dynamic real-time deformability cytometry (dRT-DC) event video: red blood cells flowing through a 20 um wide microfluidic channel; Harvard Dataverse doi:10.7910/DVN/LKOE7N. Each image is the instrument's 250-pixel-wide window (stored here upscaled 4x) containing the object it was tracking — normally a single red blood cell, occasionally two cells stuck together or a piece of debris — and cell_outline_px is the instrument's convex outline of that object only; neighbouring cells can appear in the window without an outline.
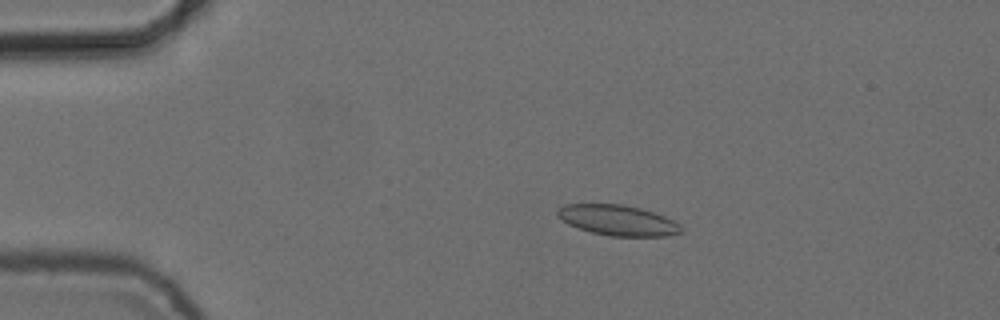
{"species": "common noctule bat (a hibernating species)", "species_latin": "Nyctalus noctula", "temperature_condition": "cold", "stored_images_in_passage": 55, "camera_frame_rate_fps": 3000, "um_per_image_px": 0.085, "animal": {"sex": "female", "body_mass_g": 24.6, "forearm_length_mm": 56.2}, "frame": {"image": 1, "passage_image": 11, "time_ms": 3.333, "image_size_px": [1000, 320], "cell_outline_px": [[684, 232], [668, 236], [608, 236], [592, 232], [568, 224], [556, 216], [556, 212], [564, 204], [624, 204], [640, 208], [664, 216], [680, 224]], "centroid_in_image_um": [52.52, 18.72], "position_along_channel_um": 32.5, "area_um2": 21.96}}
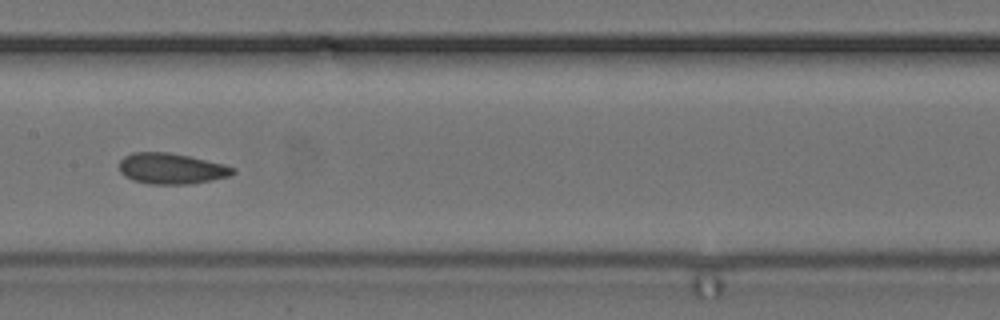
{"frame": {"image": 2, "passage_image": 28, "time_ms": 9.0, "image_size_px": [1000, 320], "cell_outline_px": [[236, 172], [228, 176], [212, 180], [188, 184], [148, 184], [132, 180], [124, 176], [120, 172], [120, 160], [124, 156], [132, 152], [168, 152], [188, 156], [224, 164], [236, 168]], "centroid_in_image_um": [14.55, 14.33], "position_along_channel_um": 192.9, "area_um2": 20.46}}
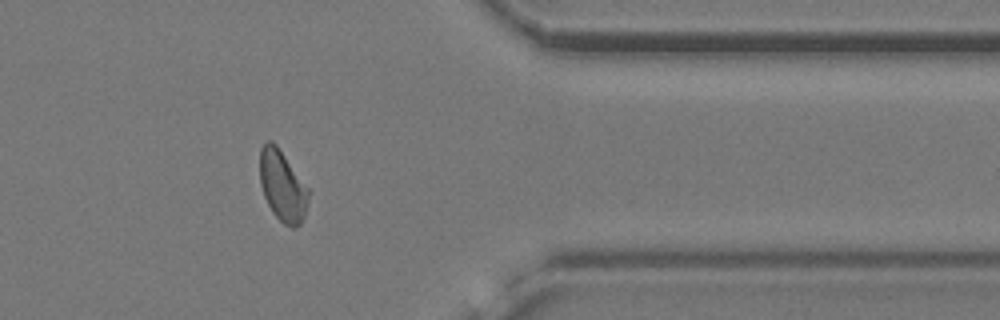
{"frame": {"image": 3, "passage_image": 45, "time_ms": 14.667, "image_size_px": [1000, 320], "cell_outline_px": [[308, 204], [304, 216], [300, 224], [296, 228], [292, 228], [284, 224], [272, 212], [264, 196], [260, 184], [260, 148], [268, 140], [272, 140], [276, 144], [308, 188]], "centroid_in_image_um": [24.0, 15.81], "position_along_channel_um": 387.4, "area_um2": 19.94}, "authors_computed_cell_mechanics": {"area_um2": 20.6346, "velocity_mm_per_s": 3.7179, "shape_relaxation_time_tau1_ms": 5.2061, "shape_relaxation_time_tau2_ms": 1.8171, "deformation_change_tau1": 0.1063, "deformation_change_tau2": 0.0638}}